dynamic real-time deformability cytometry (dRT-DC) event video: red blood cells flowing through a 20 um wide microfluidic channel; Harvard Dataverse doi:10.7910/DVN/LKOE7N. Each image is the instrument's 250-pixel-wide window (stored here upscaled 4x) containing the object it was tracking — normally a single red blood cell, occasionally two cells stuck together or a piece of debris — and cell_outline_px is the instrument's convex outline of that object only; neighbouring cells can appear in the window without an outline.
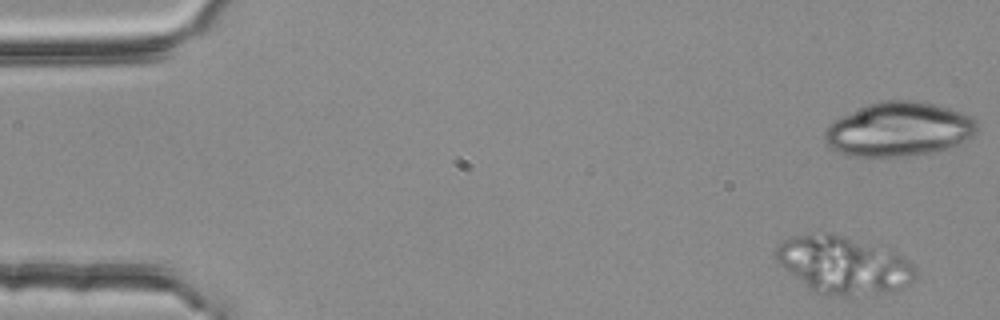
{"species": "common noctule bat (a hibernating species)", "species_latin": "Nyctalus noctula", "temperature_condition": "room temperature", "stored_images_in_passage": 5, "camera_frame_rate_fps": 3000, "um_per_image_px": 0.085, "animal": {"sex": "female", "body_mass_g": 25.1}, "frame": {"image": 1, "passage_image": 1, "time_ms": 0.0, "image_size_px": [1000, 320], "cell_outline_px": [[916, 280], [892, 292], [848, 296], [844, 296], [812, 292], [780, 264], [776, 260], [776, 244], [792, 236], [812, 232], [840, 236], [896, 252], [908, 260], [916, 272]], "centroid_in_image_um": [71.68, 22.54], "position_along_channel_um": 13.3, "area_um2": 46.24}}
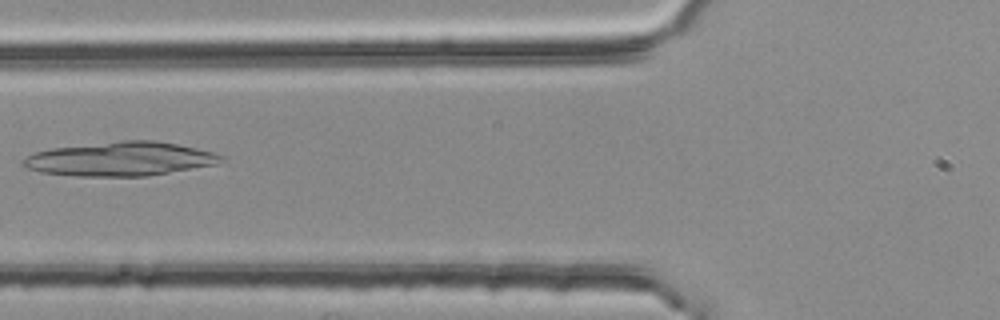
{"frame": {"image": 2, "passage_image": 5, "time_ms": 1.333, "image_size_px": [1000, 320], "cell_outline_px": [[224, 160], [216, 164], [144, 176], [76, 176], [40, 172], [28, 168], [20, 160], [36, 152], [52, 148], [120, 140], [156, 140], [196, 148], [212, 152], [224, 156]], "centroid_in_image_um": [10.22, 13.5], "position_along_channel_um": 115.6, "area_um2": 38.9}}